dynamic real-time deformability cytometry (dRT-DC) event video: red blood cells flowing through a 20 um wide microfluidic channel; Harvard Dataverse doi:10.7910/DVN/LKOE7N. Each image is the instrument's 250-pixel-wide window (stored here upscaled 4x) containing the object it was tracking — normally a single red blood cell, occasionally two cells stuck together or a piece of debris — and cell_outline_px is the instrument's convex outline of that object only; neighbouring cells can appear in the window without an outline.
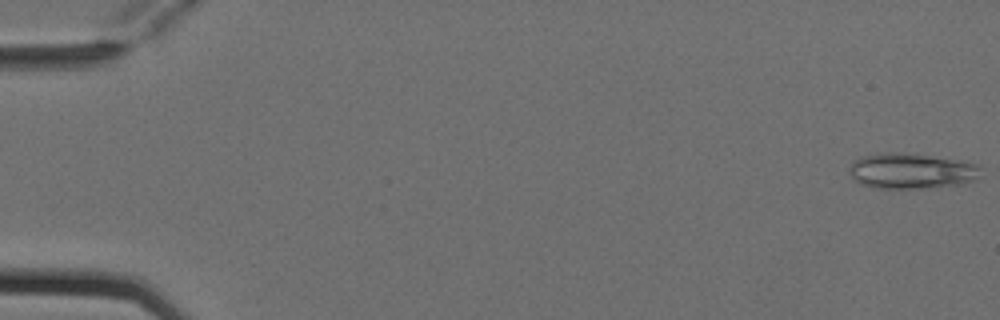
{"species": "Egyptian fruit bat (a non-hibernating species)", "species_latin": "Rousettus aegyptiacus", "temperature_condition": "cold", "stored_images_in_passage": 5, "camera_frame_rate_fps": 3000, "um_per_image_px": 0.085, "animal": {"sex": "female"}, "frame": {"image": 1, "passage_image": 1, "time_ms": 0.0, "image_size_px": [1000, 320], "cell_outline_px": [[980, 168], [976, 180], [964, 184], [924, 188], [876, 188], [860, 184], [848, 172], [848, 168], [852, 160], [860, 156], [884, 152], [900, 152], [956, 160], [980, 164]], "centroid_in_image_um": [77.42, 14.53], "position_along_channel_um": 7.6, "area_um2": 27.34}}